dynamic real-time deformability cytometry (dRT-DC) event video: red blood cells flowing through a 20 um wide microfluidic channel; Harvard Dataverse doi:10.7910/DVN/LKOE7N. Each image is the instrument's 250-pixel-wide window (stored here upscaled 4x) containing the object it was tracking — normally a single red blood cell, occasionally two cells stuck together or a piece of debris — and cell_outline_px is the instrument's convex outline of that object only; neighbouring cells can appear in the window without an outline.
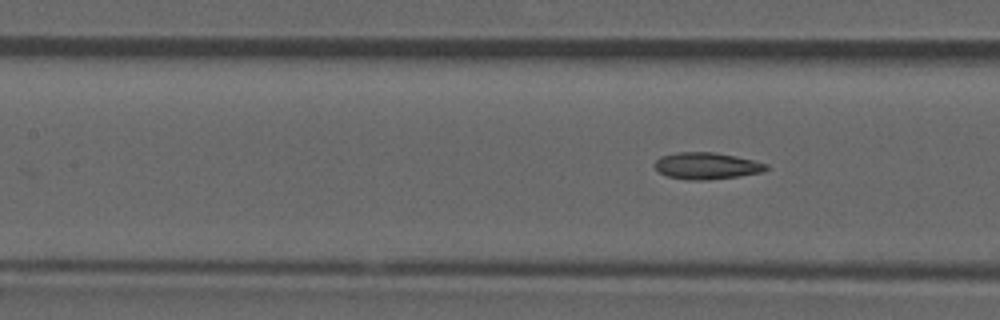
{"species": "common noctule bat (a hibernating species)", "species_latin": "Nyctalus noctula", "temperature_condition": "room temperature", "stored_images_in_passage": 7, "camera_frame_rate_fps": 3000, "um_per_image_px": 0.085, "animal": {"sex": "male", "forearm_length_mm": 52.5}, "frame": {"image": 1, "passage_image": 7, "time_ms": 2.0, "image_size_px": [1000, 320], "cell_outline_px": [[768, 168], [764, 172], [708, 180], [692, 180], [668, 176], [660, 172], [652, 164], [660, 156], [676, 152], [716, 152], [736, 156], [768, 164]], "centroid_in_image_um": [60.05, 14.08], "position_along_channel_um": 147.3, "area_um2": 17.34}}